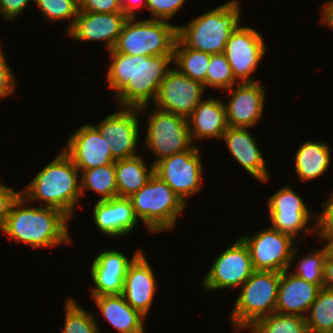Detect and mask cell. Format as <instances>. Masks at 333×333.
I'll use <instances>...</instances> for the list:
<instances>
[{"mask_svg":"<svg viewBox=\"0 0 333 333\" xmlns=\"http://www.w3.org/2000/svg\"><path fill=\"white\" fill-rule=\"evenodd\" d=\"M318 240L326 241L331 246V250H333V237H319Z\"/></svg>","mask_w":333,"mask_h":333,"instance_id":"bcb514c9","label":"cell"},{"mask_svg":"<svg viewBox=\"0 0 333 333\" xmlns=\"http://www.w3.org/2000/svg\"><path fill=\"white\" fill-rule=\"evenodd\" d=\"M319 290L318 285L292 274L289 269L284 270L279 281L275 312L305 318Z\"/></svg>","mask_w":333,"mask_h":333,"instance_id":"7402d4cb","label":"cell"},{"mask_svg":"<svg viewBox=\"0 0 333 333\" xmlns=\"http://www.w3.org/2000/svg\"><path fill=\"white\" fill-rule=\"evenodd\" d=\"M127 17H137L138 8H146L147 0H117ZM137 13V14H136Z\"/></svg>","mask_w":333,"mask_h":333,"instance_id":"7bdbcfd3","label":"cell"},{"mask_svg":"<svg viewBox=\"0 0 333 333\" xmlns=\"http://www.w3.org/2000/svg\"><path fill=\"white\" fill-rule=\"evenodd\" d=\"M64 326L61 333H101L93 310H86L73 297L65 300ZM63 329V330H62Z\"/></svg>","mask_w":333,"mask_h":333,"instance_id":"f546056e","label":"cell"},{"mask_svg":"<svg viewBox=\"0 0 333 333\" xmlns=\"http://www.w3.org/2000/svg\"><path fill=\"white\" fill-rule=\"evenodd\" d=\"M281 272L255 270L239 288L229 320L233 333L275 312Z\"/></svg>","mask_w":333,"mask_h":333,"instance_id":"8992f818","label":"cell"},{"mask_svg":"<svg viewBox=\"0 0 333 333\" xmlns=\"http://www.w3.org/2000/svg\"><path fill=\"white\" fill-rule=\"evenodd\" d=\"M110 149L111 144L108 140L102 137L92 123H87L70 134L67 145L62 151L81 173L83 170L114 164L116 160L112 157Z\"/></svg>","mask_w":333,"mask_h":333,"instance_id":"2e32d148","label":"cell"},{"mask_svg":"<svg viewBox=\"0 0 333 333\" xmlns=\"http://www.w3.org/2000/svg\"><path fill=\"white\" fill-rule=\"evenodd\" d=\"M176 39V24L128 17L112 50L131 56L173 55Z\"/></svg>","mask_w":333,"mask_h":333,"instance_id":"52a82bcc","label":"cell"},{"mask_svg":"<svg viewBox=\"0 0 333 333\" xmlns=\"http://www.w3.org/2000/svg\"><path fill=\"white\" fill-rule=\"evenodd\" d=\"M21 194L29 203L42 202V206L61 210L72 219L76 207L82 208L79 204L82 198L80 171L61 150L30 180Z\"/></svg>","mask_w":333,"mask_h":333,"instance_id":"3957f363","label":"cell"},{"mask_svg":"<svg viewBox=\"0 0 333 333\" xmlns=\"http://www.w3.org/2000/svg\"><path fill=\"white\" fill-rule=\"evenodd\" d=\"M33 4L50 24L67 21L65 33L72 28L79 12V0H34Z\"/></svg>","mask_w":333,"mask_h":333,"instance_id":"d6a6232c","label":"cell"},{"mask_svg":"<svg viewBox=\"0 0 333 333\" xmlns=\"http://www.w3.org/2000/svg\"><path fill=\"white\" fill-rule=\"evenodd\" d=\"M241 7L239 0L225 2L187 25H177V37L189 48L209 54L224 53L231 33L240 26Z\"/></svg>","mask_w":333,"mask_h":333,"instance_id":"277c9868","label":"cell"},{"mask_svg":"<svg viewBox=\"0 0 333 333\" xmlns=\"http://www.w3.org/2000/svg\"><path fill=\"white\" fill-rule=\"evenodd\" d=\"M139 108L119 107L102 121L92 123L102 137L111 144V154L115 160L127 159L139 155L138 143L141 135Z\"/></svg>","mask_w":333,"mask_h":333,"instance_id":"5bb4252c","label":"cell"},{"mask_svg":"<svg viewBox=\"0 0 333 333\" xmlns=\"http://www.w3.org/2000/svg\"><path fill=\"white\" fill-rule=\"evenodd\" d=\"M80 179L81 197H85L88 190L94 191L100 196L98 201L118 197L115 164L83 170L80 173Z\"/></svg>","mask_w":333,"mask_h":333,"instance_id":"83f0119b","label":"cell"},{"mask_svg":"<svg viewBox=\"0 0 333 333\" xmlns=\"http://www.w3.org/2000/svg\"><path fill=\"white\" fill-rule=\"evenodd\" d=\"M241 238L249 248L254 270L283 272L291 270L299 242L270 226Z\"/></svg>","mask_w":333,"mask_h":333,"instance_id":"8fae6325","label":"cell"},{"mask_svg":"<svg viewBox=\"0 0 333 333\" xmlns=\"http://www.w3.org/2000/svg\"><path fill=\"white\" fill-rule=\"evenodd\" d=\"M198 145L165 157L154 164V174L163 180L188 205V199L202 192L203 160ZM201 190V191H200Z\"/></svg>","mask_w":333,"mask_h":333,"instance_id":"30bf717a","label":"cell"},{"mask_svg":"<svg viewBox=\"0 0 333 333\" xmlns=\"http://www.w3.org/2000/svg\"><path fill=\"white\" fill-rule=\"evenodd\" d=\"M107 322L118 333H146V318L132 308L122 294L91 297Z\"/></svg>","mask_w":333,"mask_h":333,"instance_id":"cb8c5ba5","label":"cell"},{"mask_svg":"<svg viewBox=\"0 0 333 333\" xmlns=\"http://www.w3.org/2000/svg\"><path fill=\"white\" fill-rule=\"evenodd\" d=\"M247 330L250 333H309L304 317L276 312L259 319Z\"/></svg>","mask_w":333,"mask_h":333,"instance_id":"4dcf8cb0","label":"cell"},{"mask_svg":"<svg viewBox=\"0 0 333 333\" xmlns=\"http://www.w3.org/2000/svg\"><path fill=\"white\" fill-rule=\"evenodd\" d=\"M248 246L239 237L214 259L208 273L201 280L205 291L240 288L254 272Z\"/></svg>","mask_w":333,"mask_h":333,"instance_id":"7c38bea8","label":"cell"},{"mask_svg":"<svg viewBox=\"0 0 333 333\" xmlns=\"http://www.w3.org/2000/svg\"><path fill=\"white\" fill-rule=\"evenodd\" d=\"M267 52L263 35L249 26H239L226 42L224 54L239 83L258 82L253 74Z\"/></svg>","mask_w":333,"mask_h":333,"instance_id":"4fadbf2b","label":"cell"},{"mask_svg":"<svg viewBox=\"0 0 333 333\" xmlns=\"http://www.w3.org/2000/svg\"><path fill=\"white\" fill-rule=\"evenodd\" d=\"M320 206L319 237H333V190Z\"/></svg>","mask_w":333,"mask_h":333,"instance_id":"ab89813d","label":"cell"},{"mask_svg":"<svg viewBox=\"0 0 333 333\" xmlns=\"http://www.w3.org/2000/svg\"><path fill=\"white\" fill-rule=\"evenodd\" d=\"M93 285L90 288V297L104 295H120L124 288L126 274L111 272H90Z\"/></svg>","mask_w":333,"mask_h":333,"instance_id":"d590c367","label":"cell"},{"mask_svg":"<svg viewBox=\"0 0 333 333\" xmlns=\"http://www.w3.org/2000/svg\"><path fill=\"white\" fill-rule=\"evenodd\" d=\"M309 333H333V290L320 288L305 317Z\"/></svg>","mask_w":333,"mask_h":333,"instance_id":"f1b7e54d","label":"cell"},{"mask_svg":"<svg viewBox=\"0 0 333 333\" xmlns=\"http://www.w3.org/2000/svg\"><path fill=\"white\" fill-rule=\"evenodd\" d=\"M248 127L228 126L222 136L230 155L258 182L268 183L270 174L258 142L250 134Z\"/></svg>","mask_w":333,"mask_h":333,"instance_id":"ffe728a7","label":"cell"},{"mask_svg":"<svg viewBox=\"0 0 333 333\" xmlns=\"http://www.w3.org/2000/svg\"><path fill=\"white\" fill-rule=\"evenodd\" d=\"M205 90L202 83L190 79L173 66L159 85L152 105L187 119L205 98Z\"/></svg>","mask_w":333,"mask_h":333,"instance_id":"9a60e30c","label":"cell"},{"mask_svg":"<svg viewBox=\"0 0 333 333\" xmlns=\"http://www.w3.org/2000/svg\"><path fill=\"white\" fill-rule=\"evenodd\" d=\"M144 250L129 265L122 295L127 303L146 319L157 292V277Z\"/></svg>","mask_w":333,"mask_h":333,"instance_id":"d6986e66","label":"cell"},{"mask_svg":"<svg viewBox=\"0 0 333 333\" xmlns=\"http://www.w3.org/2000/svg\"><path fill=\"white\" fill-rule=\"evenodd\" d=\"M95 202L92 218L102 234L110 238H122L136 229L139 220L129 198L116 197Z\"/></svg>","mask_w":333,"mask_h":333,"instance_id":"44dd1931","label":"cell"},{"mask_svg":"<svg viewBox=\"0 0 333 333\" xmlns=\"http://www.w3.org/2000/svg\"><path fill=\"white\" fill-rule=\"evenodd\" d=\"M142 248H138L131 258H128L123 252L117 249H106L98 253L92 261L90 272H111L117 274H126L129 265L142 252Z\"/></svg>","mask_w":333,"mask_h":333,"instance_id":"e575fe53","label":"cell"},{"mask_svg":"<svg viewBox=\"0 0 333 333\" xmlns=\"http://www.w3.org/2000/svg\"><path fill=\"white\" fill-rule=\"evenodd\" d=\"M123 12L104 13L79 10L72 28L66 36L75 41L104 42L105 50L115 46L122 27L127 20Z\"/></svg>","mask_w":333,"mask_h":333,"instance_id":"ac0fdd59","label":"cell"},{"mask_svg":"<svg viewBox=\"0 0 333 333\" xmlns=\"http://www.w3.org/2000/svg\"><path fill=\"white\" fill-rule=\"evenodd\" d=\"M135 216L149 233L172 231L187 205L156 174L129 197Z\"/></svg>","mask_w":333,"mask_h":333,"instance_id":"5b68a950","label":"cell"},{"mask_svg":"<svg viewBox=\"0 0 333 333\" xmlns=\"http://www.w3.org/2000/svg\"><path fill=\"white\" fill-rule=\"evenodd\" d=\"M331 146L326 142L307 140L296 150L294 171L301 182L323 176L332 162Z\"/></svg>","mask_w":333,"mask_h":333,"instance_id":"d4e9b609","label":"cell"},{"mask_svg":"<svg viewBox=\"0 0 333 333\" xmlns=\"http://www.w3.org/2000/svg\"><path fill=\"white\" fill-rule=\"evenodd\" d=\"M34 0H0V15L5 20L16 19Z\"/></svg>","mask_w":333,"mask_h":333,"instance_id":"b9f144b4","label":"cell"},{"mask_svg":"<svg viewBox=\"0 0 333 333\" xmlns=\"http://www.w3.org/2000/svg\"><path fill=\"white\" fill-rule=\"evenodd\" d=\"M20 195L21 191H16L15 188L7 186L0 178V230L6 223L13 203Z\"/></svg>","mask_w":333,"mask_h":333,"instance_id":"f35d334b","label":"cell"},{"mask_svg":"<svg viewBox=\"0 0 333 333\" xmlns=\"http://www.w3.org/2000/svg\"><path fill=\"white\" fill-rule=\"evenodd\" d=\"M79 10L89 12H123L117 0H79Z\"/></svg>","mask_w":333,"mask_h":333,"instance_id":"60d3db41","label":"cell"},{"mask_svg":"<svg viewBox=\"0 0 333 333\" xmlns=\"http://www.w3.org/2000/svg\"><path fill=\"white\" fill-rule=\"evenodd\" d=\"M264 86L259 81L243 82L224 90L230 93L228 102H224L228 126H256L265 110L267 88Z\"/></svg>","mask_w":333,"mask_h":333,"instance_id":"e0dca14e","label":"cell"},{"mask_svg":"<svg viewBox=\"0 0 333 333\" xmlns=\"http://www.w3.org/2000/svg\"><path fill=\"white\" fill-rule=\"evenodd\" d=\"M3 50V46L0 45V100L15 94L17 87L15 86L17 83L16 75L13 73Z\"/></svg>","mask_w":333,"mask_h":333,"instance_id":"74e56055","label":"cell"},{"mask_svg":"<svg viewBox=\"0 0 333 333\" xmlns=\"http://www.w3.org/2000/svg\"><path fill=\"white\" fill-rule=\"evenodd\" d=\"M324 287L333 290V250L327 253L324 261Z\"/></svg>","mask_w":333,"mask_h":333,"instance_id":"ee69618b","label":"cell"},{"mask_svg":"<svg viewBox=\"0 0 333 333\" xmlns=\"http://www.w3.org/2000/svg\"><path fill=\"white\" fill-rule=\"evenodd\" d=\"M145 113L147 128L144 131L143 146L153 153V165L165 157L187 151L194 145L186 118L156 107Z\"/></svg>","mask_w":333,"mask_h":333,"instance_id":"9c48e42d","label":"cell"},{"mask_svg":"<svg viewBox=\"0 0 333 333\" xmlns=\"http://www.w3.org/2000/svg\"><path fill=\"white\" fill-rule=\"evenodd\" d=\"M211 54L187 47L178 37L174 44L173 65L183 74L205 87Z\"/></svg>","mask_w":333,"mask_h":333,"instance_id":"4316f807","label":"cell"},{"mask_svg":"<svg viewBox=\"0 0 333 333\" xmlns=\"http://www.w3.org/2000/svg\"><path fill=\"white\" fill-rule=\"evenodd\" d=\"M21 194L13 203L6 223L0 230L7 240L29 245L32 249L54 248L73 244L70 218L61 210L49 206H29Z\"/></svg>","mask_w":333,"mask_h":333,"instance_id":"7a4b0ae2","label":"cell"},{"mask_svg":"<svg viewBox=\"0 0 333 333\" xmlns=\"http://www.w3.org/2000/svg\"><path fill=\"white\" fill-rule=\"evenodd\" d=\"M111 62L107 87L120 107L139 108L143 113L156 98L159 85L173 67V55L140 56L108 51Z\"/></svg>","mask_w":333,"mask_h":333,"instance_id":"6da1fadb","label":"cell"},{"mask_svg":"<svg viewBox=\"0 0 333 333\" xmlns=\"http://www.w3.org/2000/svg\"><path fill=\"white\" fill-rule=\"evenodd\" d=\"M238 83L225 54H211L205 80V89L211 87L223 92Z\"/></svg>","mask_w":333,"mask_h":333,"instance_id":"836d02e7","label":"cell"},{"mask_svg":"<svg viewBox=\"0 0 333 333\" xmlns=\"http://www.w3.org/2000/svg\"><path fill=\"white\" fill-rule=\"evenodd\" d=\"M205 97L187 118L192 143L206 139H222L228 128L224 102L215 96Z\"/></svg>","mask_w":333,"mask_h":333,"instance_id":"603a6c76","label":"cell"},{"mask_svg":"<svg viewBox=\"0 0 333 333\" xmlns=\"http://www.w3.org/2000/svg\"><path fill=\"white\" fill-rule=\"evenodd\" d=\"M322 248H314L298 258L296 268L290 271L292 274L299 276L303 280L324 287V261L331 246L325 242Z\"/></svg>","mask_w":333,"mask_h":333,"instance_id":"1f68e13d","label":"cell"},{"mask_svg":"<svg viewBox=\"0 0 333 333\" xmlns=\"http://www.w3.org/2000/svg\"><path fill=\"white\" fill-rule=\"evenodd\" d=\"M266 204L271 228L291 236L297 242L302 237L301 233H314L316 239L319 238V213L311 214L302 196L290 184L267 197ZM312 222L315 224L311 225Z\"/></svg>","mask_w":333,"mask_h":333,"instance_id":"ba28073f","label":"cell"},{"mask_svg":"<svg viewBox=\"0 0 333 333\" xmlns=\"http://www.w3.org/2000/svg\"><path fill=\"white\" fill-rule=\"evenodd\" d=\"M320 23L326 25L329 29H333V0L324 2L320 9Z\"/></svg>","mask_w":333,"mask_h":333,"instance_id":"f6af8a7d","label":"cell"},{"mask_svg":"<svg viewBox=\"0 0 333 333\" xmlns=\"http://www.w3.org/2000/svg\"><path fill=\"white\" fill-rule=\"evenodd\" d=\"M118 197L129 198L139 191L154 174V165L147 164L144 156L120 159L114 162Z\"/></svg>","mask_w":333,"mask_h":333,"instance_id":"484cf974","label":"cell"},{"mask_svg":"<svg viewBox=\"0 0 333 333\" xmlns=\"http://www.w3.org/2000/svg\"><path fill=\"white\" fill-rule=\"evenodd\" d=\"M187 0H147L146 9L150 12L149 19L170 20L176 16L180 9H183Z\"/></svg>","mask_w":333,"mask_h":333,"instance_id":"8d00e7d4","label":"cell"}]
</instances>
